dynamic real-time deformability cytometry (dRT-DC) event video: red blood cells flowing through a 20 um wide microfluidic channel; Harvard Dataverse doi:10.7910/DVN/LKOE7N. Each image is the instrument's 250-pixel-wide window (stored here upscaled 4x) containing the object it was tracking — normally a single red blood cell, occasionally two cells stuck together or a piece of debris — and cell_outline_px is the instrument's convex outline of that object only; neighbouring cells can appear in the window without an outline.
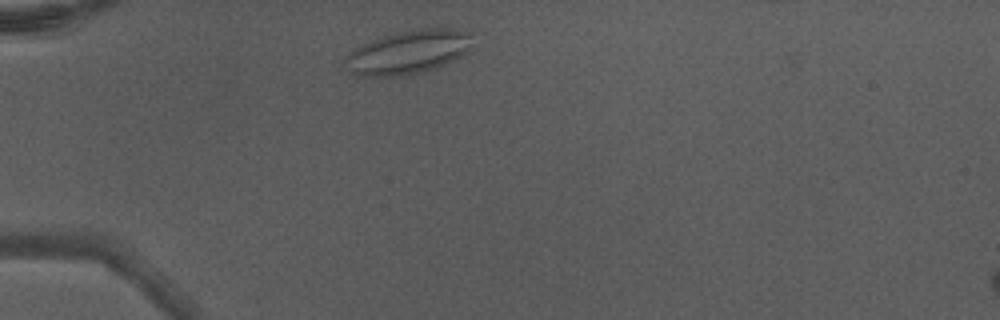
{"species": "Egyptian fruit bat (a non-hibernating species)", "species_latin": "Rousettus aegyptiacus", "temperature_condition": "warm", "stored_images_in_passage": 2, "camera_frame_rate_fps": 3000, "um_per_image_px": 0.085, "animal": {"sex": "male"}, "frame": {"image": 1, "passage_image": 1, "time_ms": 0.0, "image_size_px": [1000, 320], "cell_outline_px": [[472, 32], [468, 52], [452, 60], [432, 68], [416, 72], [392, 76], [356, 76], [352, 72], [344, 60], [356, 48], [372, 40], [384, 36], [420, 28], [452, 28]], "centroid_in_image_um": [34.73, 4.41], "position_along_channel_um": 50.3, "area_um2": 31.39}}